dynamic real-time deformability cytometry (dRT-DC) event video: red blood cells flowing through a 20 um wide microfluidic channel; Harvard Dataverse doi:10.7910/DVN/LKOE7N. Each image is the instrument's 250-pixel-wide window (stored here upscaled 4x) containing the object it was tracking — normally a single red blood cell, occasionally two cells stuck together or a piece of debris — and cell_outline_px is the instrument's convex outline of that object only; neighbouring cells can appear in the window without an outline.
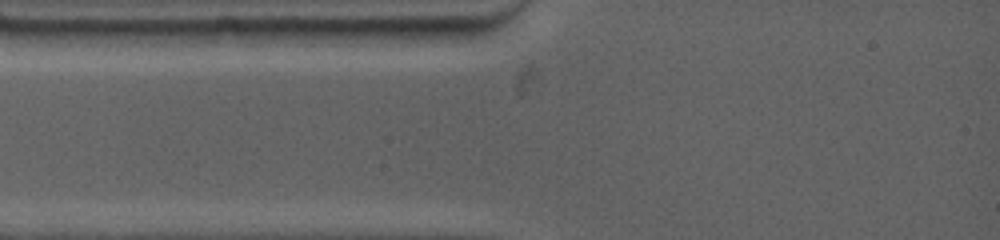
{"species": "common noctule bat (a hibernating species)", "species_latin": "Nyctalus noctula", "temperature_condition": "warm", "stored_images_in_passage": 3, "camera_frame_rate_fps": 4500, "um_per_image_px": 0.085, "animal": {"sex": "female", "body_mass_g": 19.0, "forearm_length_mm": 53.3}, "frame": {"image": 1, "passage_image": 1, "time_ms": 0.0, "image_size_px": [1000, 240], "cell_outline_px": [[472, 32], [464, 36], [444, 44], [356, 44], [340, 28], [472, 28]], "centroid_in_image_um": [34.45, 3.01], "position_along_channel_um": 50.6, "area_um2": 13.18}}